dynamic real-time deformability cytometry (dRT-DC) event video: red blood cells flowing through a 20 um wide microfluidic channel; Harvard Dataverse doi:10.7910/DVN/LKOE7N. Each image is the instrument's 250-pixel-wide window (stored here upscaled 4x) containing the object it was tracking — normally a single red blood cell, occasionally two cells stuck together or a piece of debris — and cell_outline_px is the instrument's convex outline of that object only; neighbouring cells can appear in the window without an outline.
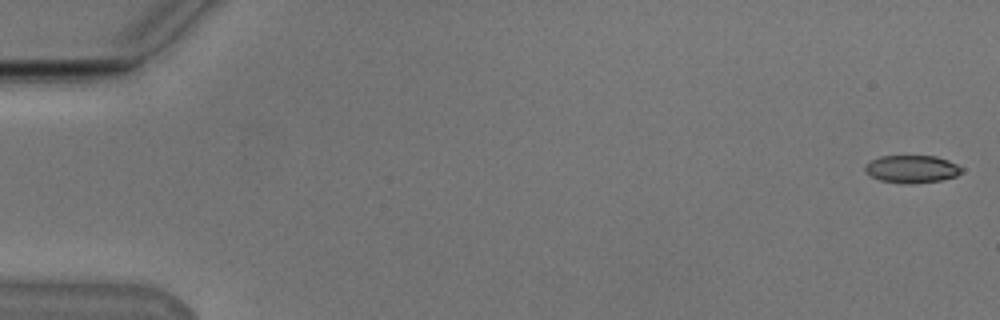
{"species": "Egyptian fruit bat (a non-hibernating species)", "species_latin": "Rousettus aegyptiacus", "temperature_condition": "cold", "stored_images_in_passage": 16, "camera_frame_rate_fps": 3000, "um_per_image_px": 0.085, "animal": {"sex": "male"}, "frame": {"image": 1, "passage_image": 1, "time_ms": 0.0, "image_size_px": [1000, 320], "cell_outline_px": [[964, 172], [956, 176], [940, 180], [912, 184], [904, 184], [880, 180], [864, 172], [864, 164], [880, 156], [936, 156], [948, 160], [964, 168]], "centroid_in_image_um": [77.51, 14.37], "position_along_channel_um": 7.5, "area_um2": 15.72}}
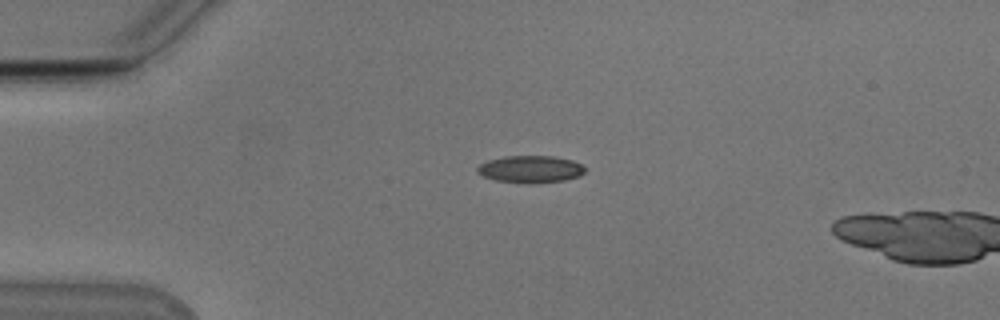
{"frame": {"image": 2, "passage_image": 13, "time_ms": 4.0, "image_size_px": [1000, 320], "cell_outline_px": [[584, 172], [580, 176], [564, 180], [536, 184], [524, 184], [496, 180], [484, 176], [476, 172], [476, 168], [480, 164], [488, 160], [504, 156], [552, 156], [572, 160], [580, 164], [584, 168]], "centroid_in_image_um": [45.07, 14.39], "position_along_channel_um": 39.9, "area_um2": 17.17}}